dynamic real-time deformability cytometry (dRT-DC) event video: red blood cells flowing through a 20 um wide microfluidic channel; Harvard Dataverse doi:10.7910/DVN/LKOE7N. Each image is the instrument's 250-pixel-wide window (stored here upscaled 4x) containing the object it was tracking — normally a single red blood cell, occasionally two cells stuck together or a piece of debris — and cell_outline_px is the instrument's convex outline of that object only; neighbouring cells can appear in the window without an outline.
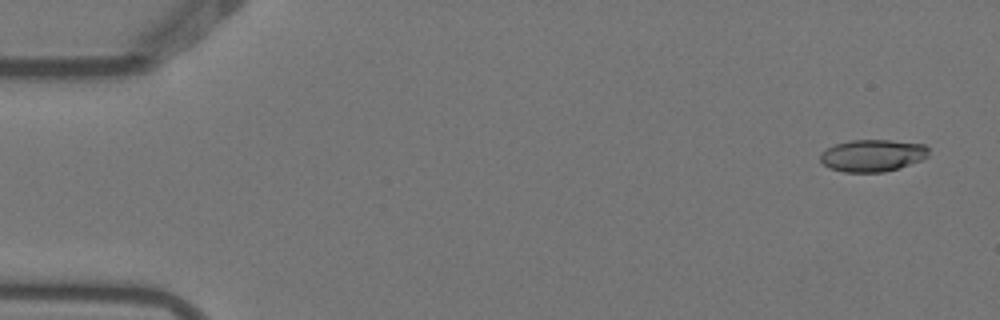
{"species": "Egyptian fruit bat (a non-hibernating species)", "species_latin": "Rousettus aegyptiacus", "temperature_condition": "warm", "stored_images_in_passage": 6, "camera_frame_rate_fps": 3000, "um_per_image_px": 0.085, "animal": {"sex": "female"}, "frame": {"image": 1, "passage_image": 1, "time_ms": 0.0, "image_size_px": [1000, 320], "cell_outline_px": [[928, 156], [920, 160], [900, 168], [884, 172], [844, 172], [828, 168], [820, 160], [820, 152], [836, 144], [852, 140], [888, 140], [924, 144], [928, 148]], "centroid_in_image_um": [74.15, 13.22], "position_along_channel_um": 10.9, "area_um2": 20.23}}
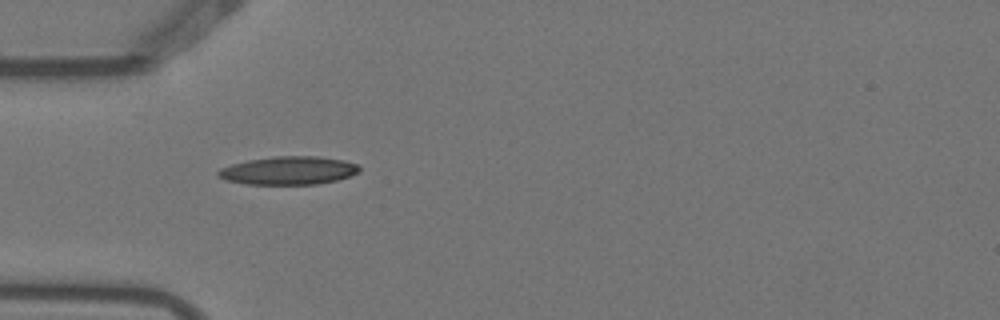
{"frame": {"image": 2, "passage_image": 5, "time_ms": 1.333, "image_size_px": [1000, 320], "cell_outline_px": [[360, 172], [336, 180], [316, 184], [244, 184], [224, 180], [216, 176], [216, 172], [220, 168], [232, 164], [248, 160], [272, 156], [316, 156], [344, 160], [356, 164], [360, 168]], "centroid_in_image_um": [24.47, 14.49], "position_along_channel_um": 60.5, "area_um2": 23.29}}
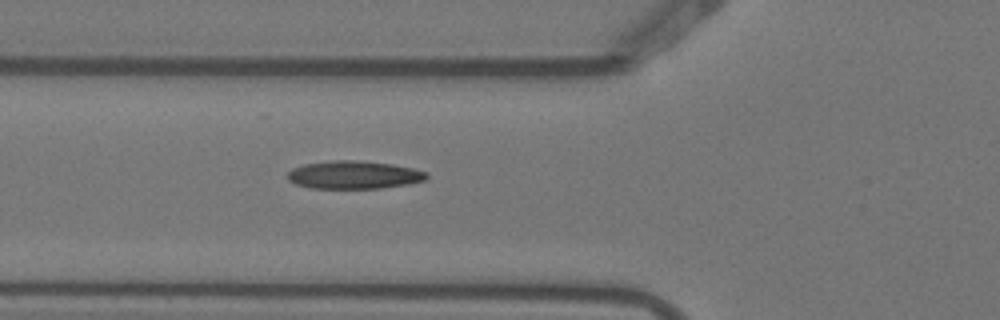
{"frame": {"image": 3, "passage_image": 6, "time_ms": 1.667, "image_size_px": [1000, 320], "cell_outline_px": [[428, 176], [424, 180], [408, 184], [380, 188], [308, 188], [296, 184], [288, 180], [288, 172], [292, 168], [304, 164], [332, 160], [356, 160], [392, 164], [412, 168], [428, 172]], "centroid_in_image_um": [30.06, 14.86], "position_along_channel_um": 95.7, "area_um2": 22.66}}